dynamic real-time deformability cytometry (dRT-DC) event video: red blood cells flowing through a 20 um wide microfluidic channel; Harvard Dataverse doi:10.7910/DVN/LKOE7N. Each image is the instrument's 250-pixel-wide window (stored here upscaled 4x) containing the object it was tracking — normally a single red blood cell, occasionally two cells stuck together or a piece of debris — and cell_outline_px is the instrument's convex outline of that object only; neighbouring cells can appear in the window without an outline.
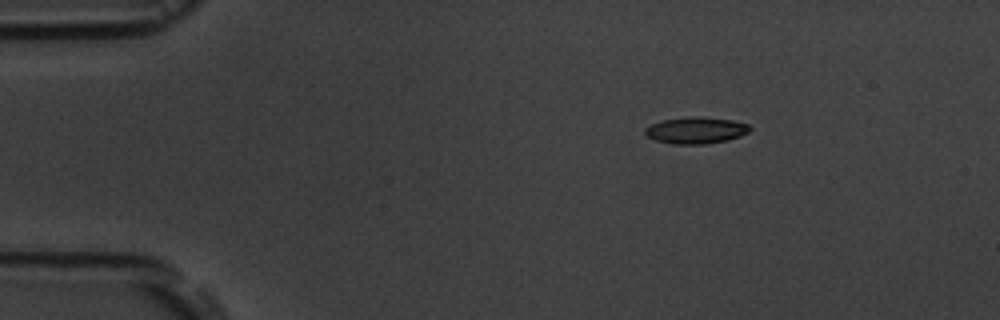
{"species": "common noctule bat (a hibernating species)", "species_latin": "Nyctalus noctula", "temperature_condition": "room temperature", "stored_images_in_passage": 13, "camera_frame_rate_fps": 3000, "um_per_image_px": 0.085, "animal": {"sex": "male", "body_mass_g": 19.5, "forearm_length_mm": 54.6}, "frame": {"image": 1, "passage_image": 1, "time_ms": 0.0, "image_size_px": [1000, 320], "cell_outline_px": [[752, 128], [748, 132], [740, 136], [728, 140], [704, 144], [676, 144], [656, 140], [648, 136], [644, 132], [644, 128], [652, 124], [664, 120], [692, 116], [700, 116], [732, 120], [748, 124]], "centroid_in_image_um": [59.18, 11.07], "position_along_channel_um": 25.8, "area_um2": 16.13}}
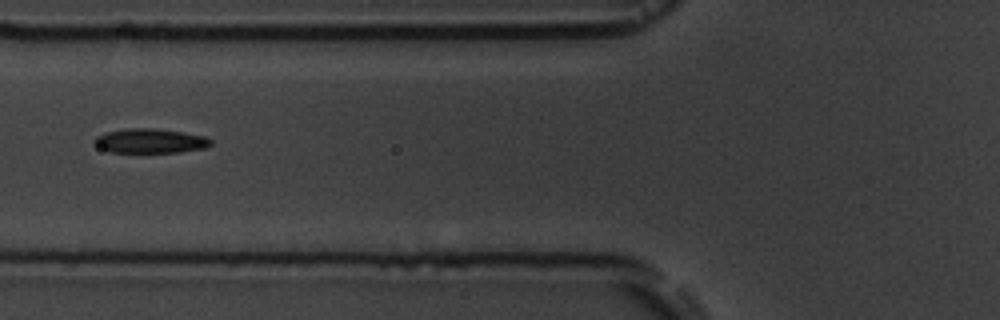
{"frame": {"image": 2, "passage_image": 4, "time_ms": 4.333, "image_size_px": [1000, 320], "cell_outline_px": [[212, 144], [208, 148], [180, 152], [108, 152], [100, 148], [92, 140], [96, 136], [104, 132], [128, 128], [156, 128], [204, 136], [212, 140]], "centroid_in_image_um": [12.76, 11.98], "position_along_channel_um": 113.0, "area_um2": 16.7}}
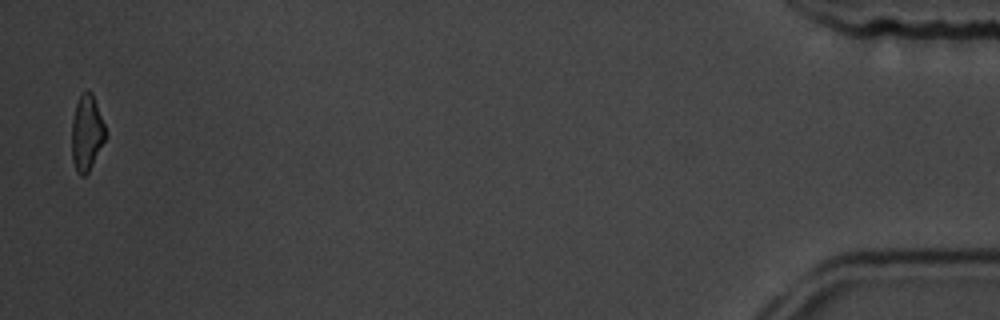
{"frame": {"image": 3, "passage_image": 13, "time_ms": 15.667, "image_size_px": [1000, 320], "cell_outline_px": [[104, 140], [88, 172], [84, 176], [80, 176], [76, 172], [72, 160], [72, 120], [76, 104], [80, 96], [88, 88], [92, 92], [104, 124]], "centroid_in_image_um": [7.34, 11.29], "position_along_channel_um": 427.9, "area_um2": 14.57}, "authors_computed_cell_mechanics": {"area_um2": 16.5308, "velocity_mm_per_s": 3.5936, "shape_relaxation_time_tau1_ms": 4.1119, "shape_relaxation_time_tau2_ms": 7.0787, "deformation_change_tau1": 0.1526, "deformation_change_tau2": 0.1341}}